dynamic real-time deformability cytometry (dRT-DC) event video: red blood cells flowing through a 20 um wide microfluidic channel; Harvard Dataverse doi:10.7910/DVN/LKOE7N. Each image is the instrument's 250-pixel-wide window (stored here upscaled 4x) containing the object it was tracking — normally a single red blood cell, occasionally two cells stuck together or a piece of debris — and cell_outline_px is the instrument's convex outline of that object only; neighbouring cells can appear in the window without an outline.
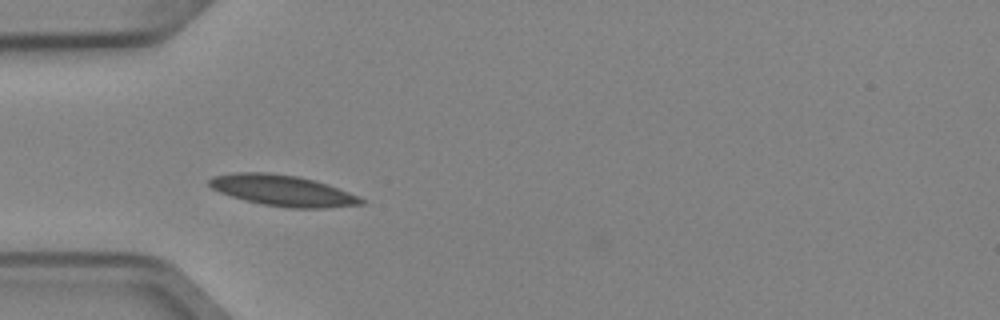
{"species": "Egyptian fruit bat (a non-hibernating species)", "species_latin": "Rousettus aegyptiacus", "temperature_condition": "cold", "stored_images_in_passage": 3, "camera_frame_rate_fps": 3000, "um_per_image_px": 0.085, "animal": {"sex": "female"}, "frame": {"image": 1, "passage_image": 3, "time_ms": 0.667, "image_size_px": [1000, 320], "cell_outline_px": [[368, 200], [364, 204], [324, 208], [288, 208], [264, 204], [244, 200], [220, 192], [212, 188], [208, 184], [208, 180], [212, 176], [232, 172], [268, 172], [296, 176], [328, 184]], "centroid_in_image_um": [24.02, 16.19], "position_along_channel_um": 61.0, "area_um2": 27.4}}